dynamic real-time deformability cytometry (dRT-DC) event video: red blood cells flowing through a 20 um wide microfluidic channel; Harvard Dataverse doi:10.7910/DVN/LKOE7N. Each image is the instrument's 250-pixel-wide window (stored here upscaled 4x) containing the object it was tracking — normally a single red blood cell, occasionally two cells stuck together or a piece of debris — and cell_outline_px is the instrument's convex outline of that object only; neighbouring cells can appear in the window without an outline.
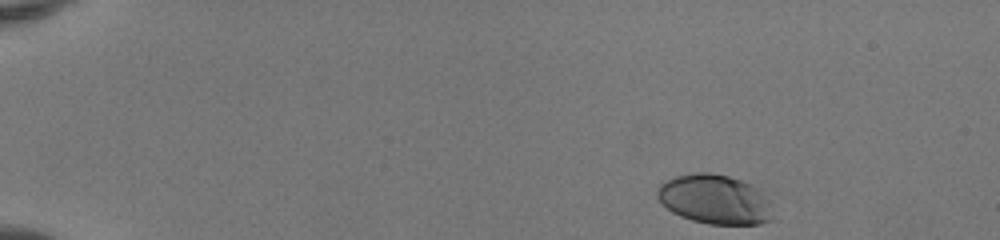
{"species": "human", "species_latin": "Homo sapiens", "temperature_condition": "room temperature", "stored_images_in_passage": 45, "camera_frame_rate_fps": 3000, "um_per_image_px": 0.085, "donor": {"sex": "female"}, "frame": {"image": 1, "passage_image": 1, "time_ms": 0.0, "image_size_px": [1000, 240], "cell_outline_px": [[772, 220], [760, 224], [708, 224], [692, 220], [680, 216], [672, 212], [656, 196], [656, 188], [660, 184], [676, 176], [696, 172], [712, 172], [728, 176], [752, 184], [760, 188], [764, 196]], "centroid_in_image_um": [60.71, 16.93], "position_along_channel_um": 24.3, "area_um2": 33.06}}
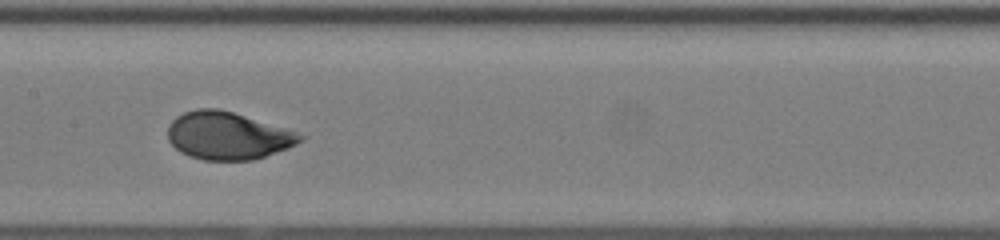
{"frame": {"image": 2, "passage_image": 22, "time_ms": 7.0, "image_size_px": [1000, 240], "cell_outline_px": [[308, 136], [304, 140], [288, 148], [252, 160], [204, 160], [188, 156], [180, 152], [168, 140], [168, 124], [176, 116], [184, 112], [196, 108], [220, 108], [284, 128]], "centroid_in_image_um": [19.34, 11.53], "position_along_channel_um": 188.1, "area_um2": 36.76}}
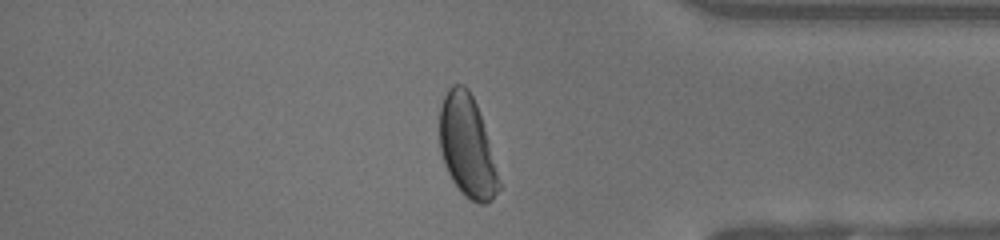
{"frame": {"image": 3, "passage_image": 38, "time_ms": 12.333, "image_size_px": [1000, 240], "cell_outline_px": [[500, 188], [492, 200], [484, 204], [480, 204], [464, 196], [460, 192], [452, 180], [444, 164], [440, 148], [440, 108], [444, 96], [448, 88], [452, 84], [464, 84], [468, 88], [476, 104], [484, 128], [500, 184]], "centroid_in_image_um": [39.68, 12.45], "position_along_channel_um": 395.5, "area_um2": 34.56}, "authors_computed_cell_mechanics": {"area_um2": 36.2984, "velocity_mm_per_s": 4.1287, "shape_relaxation_time_tau1_ms": 2.3477, "shape_relaxation_time_tau2_ms": null, "deformation_change_tau1": 0.152, "deformation_change_tau2": null}}